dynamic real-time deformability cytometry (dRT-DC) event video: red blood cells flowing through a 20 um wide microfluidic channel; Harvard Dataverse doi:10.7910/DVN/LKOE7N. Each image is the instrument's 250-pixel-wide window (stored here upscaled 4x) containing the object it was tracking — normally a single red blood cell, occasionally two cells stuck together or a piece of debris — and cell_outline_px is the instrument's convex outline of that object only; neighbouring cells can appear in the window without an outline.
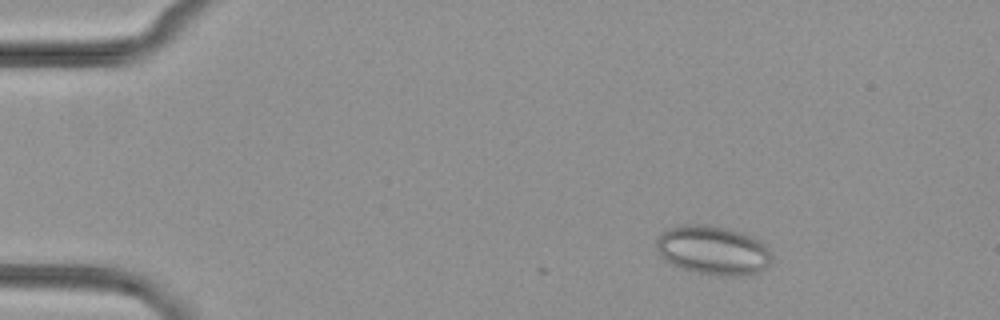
{"species": "common noctule bat (a hibernating species)", "species_latin": "Nyctalus noctula", "temperature_condition": "cold", "stored_images_in_passage": 9, "camera_frame_rate_fps": 3000, "um_per_image_px": 0.085, "animal": {"sex": "female", "body_mass_g": 29.2, "forearm_length_mm": 56.3}, "frame": {"image": 1, "passage_image": 7, "time_ms": 2.0, "image_size_px": [1000, 320], "cell_outline_px": [[772, 260], [768, 268], [760, 272], [744, 276], [724, 276], [696, 272], [680, 268], [672, 264], [660, 256], [656, 248], [656, 240], [660, 232], [668, 228], [684, 224], [708, 224], [728, 228], [752, 236], [764, 244], [768, 248], [772, 256]], "centroid_in_image_um": [60.61, 21.27], "position_along_channel_um": 24.4, "area_um2": 33.47}}